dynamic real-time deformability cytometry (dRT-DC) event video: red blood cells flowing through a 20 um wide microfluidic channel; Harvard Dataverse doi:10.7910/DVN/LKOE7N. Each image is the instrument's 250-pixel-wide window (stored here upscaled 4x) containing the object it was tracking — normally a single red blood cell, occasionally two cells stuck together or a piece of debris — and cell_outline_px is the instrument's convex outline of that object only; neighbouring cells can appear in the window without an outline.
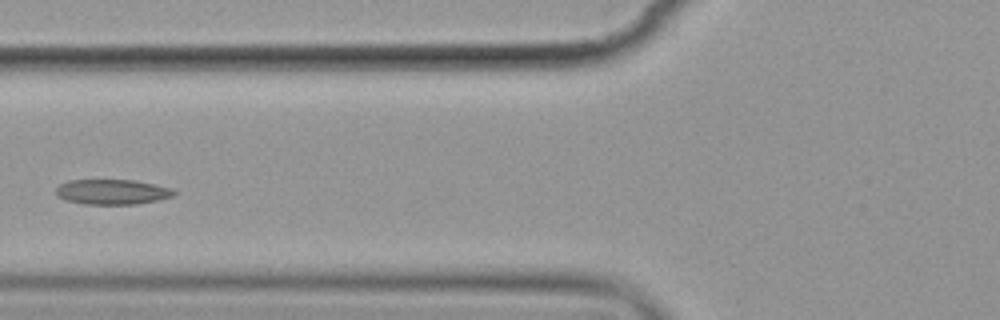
{"species": "common noctule bat (a hibernating species)", "species_latin": "Nyctalus noctula", "temperature_condition": "cold", "stored_images_in_passage": 12, "camera_frame_rate_fps": 3000, "um_per_image_px": 0.085, "animal": {"sex": "female", "body_mass_g": 19.9}, "frame": {"image": 1, "passage_image": 3, "time_ms": 2.667, "image_size_px": [1000, 320], "cell_outline_px": [[176, 192], [172, 196], [156, 200], [136, 204], [84, 204], [68, 200], [56, 196], [56, 188], [60, 184], [68, 180], [132, 180], [172, 188]], "centroid_in_image_um": [9.5, 16.31], "position_along_channel_um": 116.3, "area_um2": 17.05}}
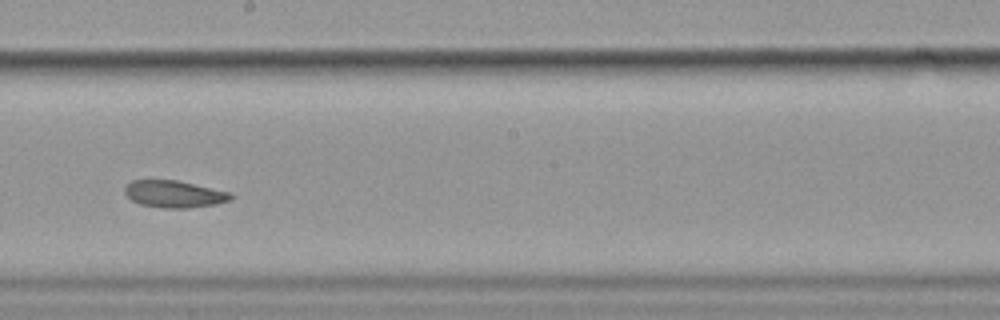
{"frame": {"image": 2, "passage_image": 6, "time_ms": 6.0, "image_size_px": [1000, 320], "cell_outline_px": [[236, 196], [232, 200], [216, 204], [188, 208], [160, 208], [140, 204], [132, 200], [124, 192], [124, 188], [132, 180], [176, 180], [232, 192]], "centroid_in_image_um": [14.86, 16.5], "position_along_channel_um": 233.3, "area_um2": 16.88}}
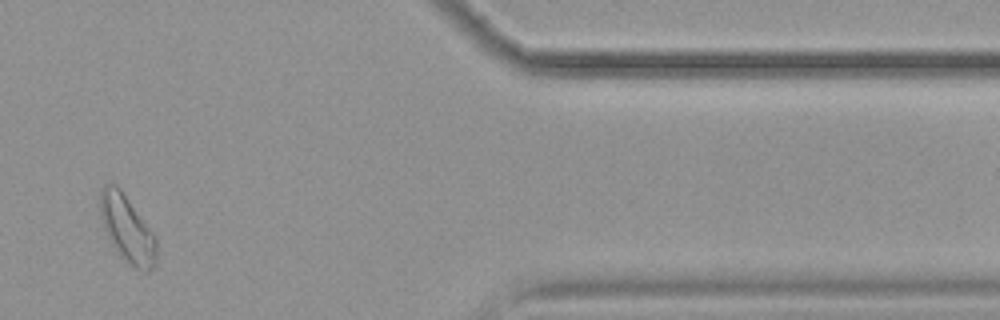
{"frame": {"image": 3, "passage_image": 10, "time_ms": 11.667, "image_size_px": [1000, 320], "cell_outline_px": [[156, 264], [148, 272], [144, 272], [136, 268], [116, 252], [100, 220], [100, 188], [104, 184], [116, 184], [120, 188], [156, 236]], "centroid_in_image_um": [10.8, 19.44], "position_along_channel_um": 400.6, "area_um2": 21.96}, "authors_computed_cell_mechanics": {"area_um2": 17.8024, "velocity_mm_per_s": 3.5263, "shape_relaxation_time_tau1_ms": null, "shape_relaxation_time_tau2_ms": 3.5942, "deformation_change_tau1": null, "deformation_change_tau2": 0.0686}}